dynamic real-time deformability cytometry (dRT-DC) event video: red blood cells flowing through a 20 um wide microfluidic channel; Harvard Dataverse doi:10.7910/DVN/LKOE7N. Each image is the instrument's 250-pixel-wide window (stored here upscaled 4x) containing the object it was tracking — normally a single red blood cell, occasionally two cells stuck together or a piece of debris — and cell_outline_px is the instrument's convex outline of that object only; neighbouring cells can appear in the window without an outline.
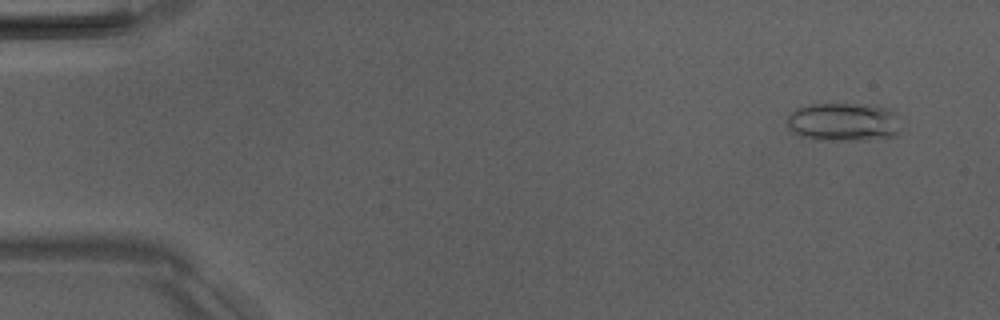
{"species": "Egyptian fruit bat (a non-hibernating species)", "species_latin": "Rousettus aegyptiacus", "temperature_condition": "room temperature", "stored_images_in_passage": 6, "camera_frame_rate_fps": 3000, "um_per_image_px": 0.085, "animal": {"sex": "male"}, "frame": {"image": 1, "passage_image": 1, "time_ms": 0.0, "image_size_px": [1000, 320], "cell_outline_px": [[896, 136], [860, 140], [824, 140], [800, 136], [788, 128], [788, 116], [796, 108], [812, 104], [872, 104], [896, 112]], "centroid_in_image_um": [71.65, 10.36], "position_along_channel_um": 13.3, "area_um2": 25.14}}